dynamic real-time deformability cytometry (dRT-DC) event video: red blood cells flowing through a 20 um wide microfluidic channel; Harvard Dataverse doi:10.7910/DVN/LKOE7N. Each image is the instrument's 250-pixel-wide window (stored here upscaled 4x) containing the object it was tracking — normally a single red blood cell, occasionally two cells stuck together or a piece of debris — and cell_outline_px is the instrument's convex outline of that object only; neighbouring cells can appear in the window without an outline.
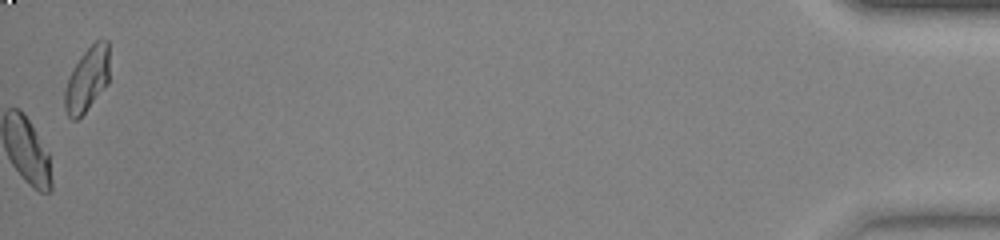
{"species": "common noctule bat (a hibernating species)", "species_latin": "Nyctalus noctula", "temperature_condition": "warm", "stored_images_in_passage": 52, "camera_frame_rate_fps": 3000, "um_per_image_px": 0.085, "animal": {"sex": "female", "body_mass_g": 23.0, "forearm_length_mm": 53.4}, "frame": {"image": 1, "passage_image": 52, "time_ms": 17.0, "image_size_px": [1000, 240], "cell_outline_px": [[108, 84], [84, 112], [76, 120], [72, 120], [68, 116], [64, 108], [64, 92], [68, 76], [72, 68], [80, 56], [96, 40], [108, 40]], "centroid_in_image_um": [7.38, 6.75], "position_along_channel_um": 427.8, "area_um2": 16.7}, "authors_computed_cell_mechanics": {"area_um2": 18.9295, "velocity_mm_per_s": 3.9322, "shape_relaxation_time_tau1_ms": 3.9677, "shape_relaxation_time_tau2_ms": 1.739, "deformation_change_tau1": 0.1254, "deformation_change_tau2": 0.0438}}